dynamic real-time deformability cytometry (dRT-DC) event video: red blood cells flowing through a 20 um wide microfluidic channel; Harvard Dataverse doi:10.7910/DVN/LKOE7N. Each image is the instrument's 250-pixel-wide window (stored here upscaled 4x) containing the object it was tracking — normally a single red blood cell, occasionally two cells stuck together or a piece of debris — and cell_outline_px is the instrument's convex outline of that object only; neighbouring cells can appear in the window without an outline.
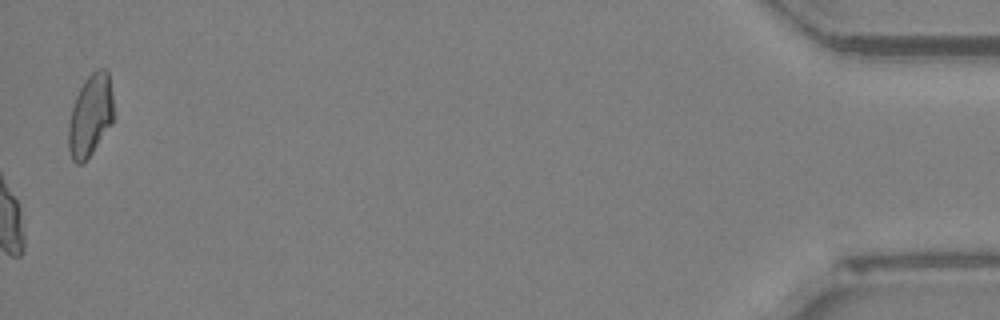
{"species": "Egyptian fruit bat (a non-hibernating species)", "species_latin": "Rousettus aegyptiacus", "temperature_condition": "room temperature", "stored_images_in_passage": 50, "camera_frame_rate_fps": 3000, "um_per_image_px": 0.085, "animal": {"sex": "female"}, "frame": {"image": 1, "passage_image": 50, "time_ms": 16.333, "image_size_px": [1000, 320], "cell_outline_px": [[112, 124], [84, 164], [76, 164], [72, 160], [68, 148], [68, 124], [72, 108], [76, 96], [84, 80], [96, 68], [104, 68], [108, 72], [112, 96]], "centroid_in_image_um": [7.66, 9.84], "position_along_channel_um": 427.5, "area_um2": 21.56}, "authors_computed_cell_mechanics": {"area_um2": 21.3571, "velocity_mm_per_s": 3.9924, "shape_relaxation_time_tau1_ms": 3.6925, "shape_relaxation_time_tau2_ms": 2.3062, "deformation_change_tau1": 0.137, "deformation_change_tau2": 0.0596}}